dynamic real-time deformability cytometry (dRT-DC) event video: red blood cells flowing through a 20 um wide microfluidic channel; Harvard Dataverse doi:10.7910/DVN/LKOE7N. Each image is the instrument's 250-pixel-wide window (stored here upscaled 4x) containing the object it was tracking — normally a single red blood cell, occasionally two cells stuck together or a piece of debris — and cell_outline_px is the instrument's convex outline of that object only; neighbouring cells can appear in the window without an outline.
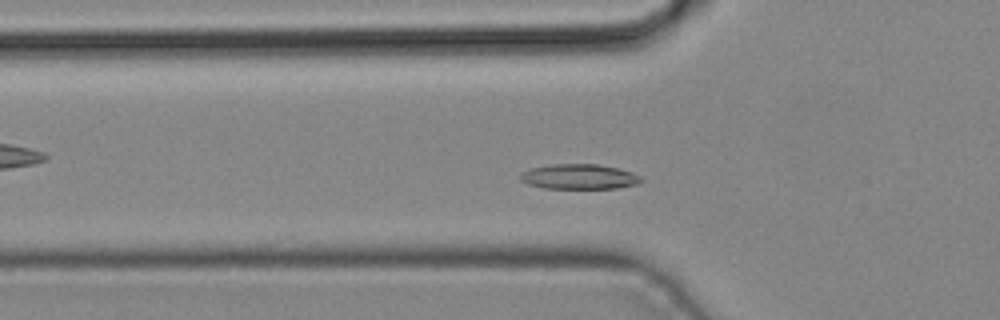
{"species": "common noctule bat (a hibernating species)", "species_latin": "Nyctalus noctula", "temperature_condition": "cold", "stored_images_in_passage": 40, "camera_frame_rate_fps": 3000, "um_per_image_px": 0.085, "animal": {"sex": "male", "body_mass_g": 19.2, "forearm_length_mm": 51.8}, "frame": {"image": 1, "passage_image": 10, "time_ms": 3.0, "image_size_px": [1000, 320], "cell_outline_px": [[644, 180], [636, 184], [616, 188], [544, 188], [528, 184], [520, 180], [520, 176], [524, 172], [532, 168], [552, 164], [596, 164], [620, 168], [632, 172], [640, 176]], "centroid_in_image_um": [49.26, 15.01], "position_along_channel_um": 76.5, "area_um2": 17.51}}
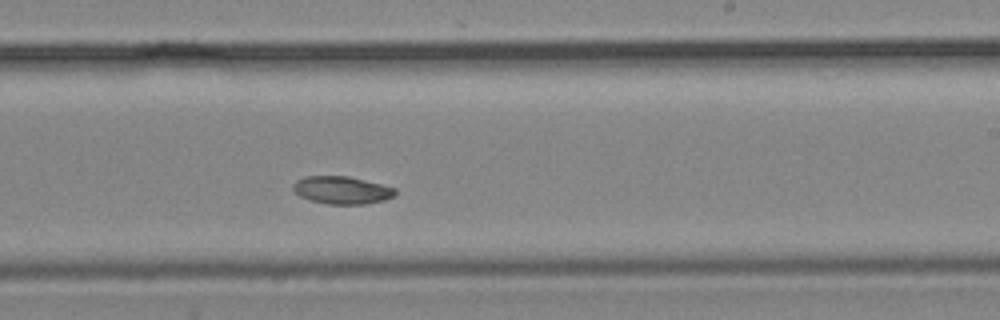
{"frame": {"image": 2, "passage_image": 22, "time_ms": 7.0, "image_size_px": [1000, 320], "cell_outline_px": [[396, 192], [392, 196], [384, 200], [364, 204], [328, 204], [312, 200], [300, 196], [292, 188], [292, 184], [296, 180], [304, 176], [348, 176], [396, 188]], "centroid_in_image_um": [29.03, 16.15], "position_along_channel_um": 260.0, "area_um2": 16.3}}
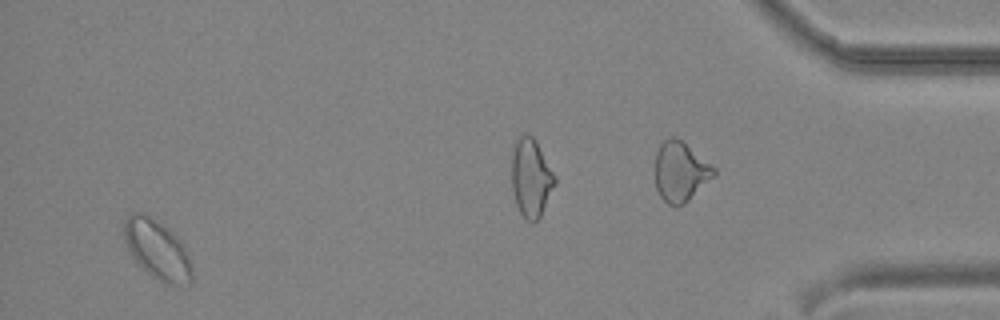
{"frame": {"image": 3, "passage_image": 38, "time_ms": 12.333, "image_size_px": [1000, 320], "cell_outline_px": [[192, 284], [164, 284], [152, 276], [132, 256], [124, 240], [124, 220], [132, 212], [140, 212], [148, 216], [160, 224], [180, 244], [188, 256], [192, 268]], "centroid_in_image_um": [13.33, 21.26], "position_along_channel_um": 421.9, "area_um2": 22.48}}